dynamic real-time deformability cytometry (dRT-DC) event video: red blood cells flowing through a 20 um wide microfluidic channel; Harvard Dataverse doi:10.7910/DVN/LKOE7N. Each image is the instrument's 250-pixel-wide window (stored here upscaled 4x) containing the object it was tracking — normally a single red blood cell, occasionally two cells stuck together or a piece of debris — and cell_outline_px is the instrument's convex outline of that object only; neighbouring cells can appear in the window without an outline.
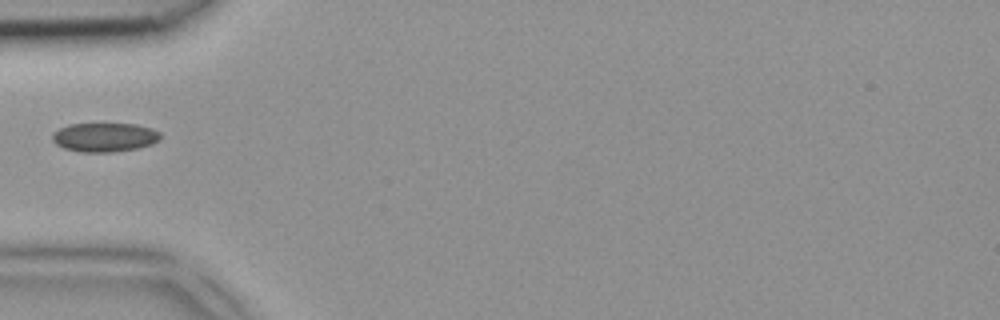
{"species": "common noctule bat (a hibernating species)", "species_latin": "Nyctalus noctula", "temperature_condition": "room temperature", "stored_images_in_passage": 18, "camera_frame_rate_fps": 3000, "um_per_image_px": 0.085, "animal": {"sex": "female", "body_mass_g": 18.4}, "frame": {"image": 1, "passage_image": 1, "time_ms": 0.0, "image_size_px": [1000, 320], "cell_outline_px": [[160, 140], [152, 144], [136, 148], [112, 152], [80, 152], [64, 148], [56, 144], [52, 140], [52, 132], [68, 124], [136, 124], [152, 128], [160, 132]], "centroid_in_image_um": [8.88, 11.66], "position_along_channel_um": 76.1, "area_um2": 18.32}}
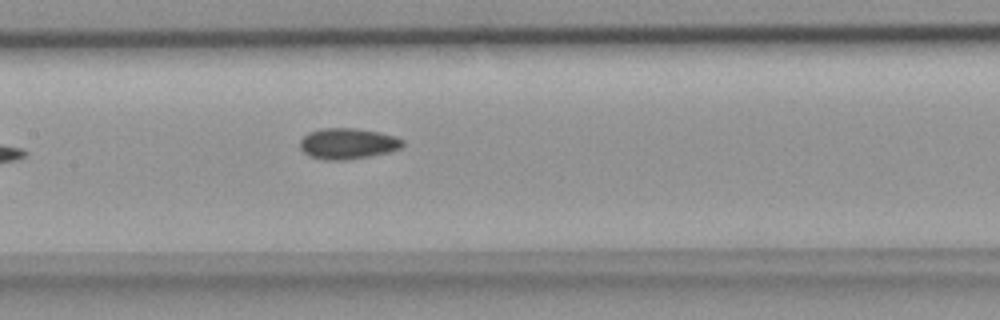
{"frame": {"image": 2, "passage_image": 8, "time_ms": 2.333, "image_size_px": [1000, 320], "cell_outline_px": [[404, 144], [400, 148], [388, 152], [368, 156], [344, 160], [324, 160], [312, 156], [304, 152], [300, 148], [300, 140], [308, 132], [320, 128], [356, 128], [380, 132], [396, 136], [404, 140]], "centroid_in_image_um": [29.56, 12.19], "position_along_channel_um": 177.8, "area_um2": 18.5}}
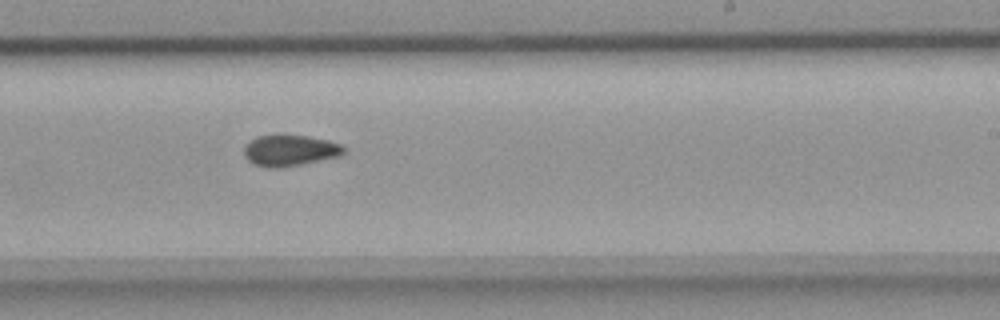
{"frame": {"image": 3, "passage_image": 14, "time_ms": 4.333, "image_size_px": [1000, 320], "cell_outline_px": [[344, 152], [340, 156], [280, 168], [268, 168], [256, 164], [248, 160], [244, 156], [244, 148], [248, 140], [256, 136], [276, 132], [308, 136], [328, 140], [340, 144], [344, 148]], "centroid_in_image_um": [24.58, 12.74], "position_along_channel_um": 264.4, "area_um2": 18.61}}